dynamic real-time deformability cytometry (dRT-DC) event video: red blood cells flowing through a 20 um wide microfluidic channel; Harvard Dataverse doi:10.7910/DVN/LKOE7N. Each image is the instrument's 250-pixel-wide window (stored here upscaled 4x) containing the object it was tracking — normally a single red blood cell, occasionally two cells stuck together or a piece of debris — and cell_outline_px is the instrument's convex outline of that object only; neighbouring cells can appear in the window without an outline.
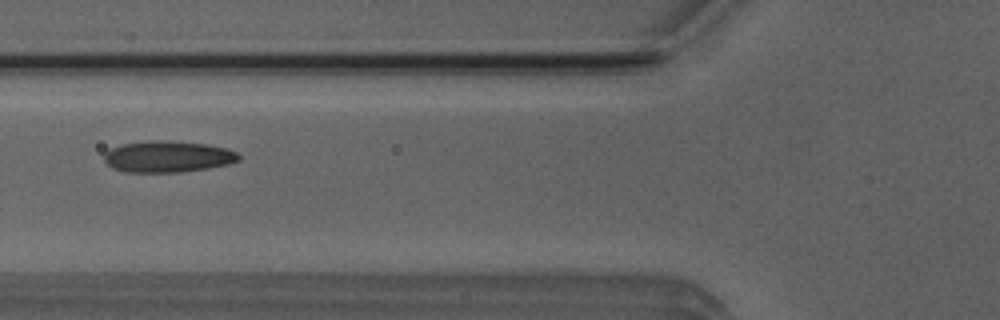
{"species": "Egyptian fruit bat (a non-hibernating species)", "species_latin": "Rousettus aegyptiacus", "temperature_condition": "room temperature", "stored_images_in_passage": 35, "camera_frame_rate_fps": 3000, "um_per_image_px": 0.085, "animal": {"sex": "male"}, "frame": {"image": 1, "passage_image": 6, "time_ms": 1.667, "image_size_px": [1000, 320], "cell_outline_px": [[240, 160], [228, 164], [208, 168], [180, 172], [124, 172], [112, 168], [104, 160], [104, 152], [108, 148], [124, 144], [148, 140], [160, 140], [208, 144], [228, 148], [236, 152], [240, 156]], "centroid_in_image_um": [14.24, 13.31], "position_along_channel_um": 111.6, "area_um2": 24.8}}
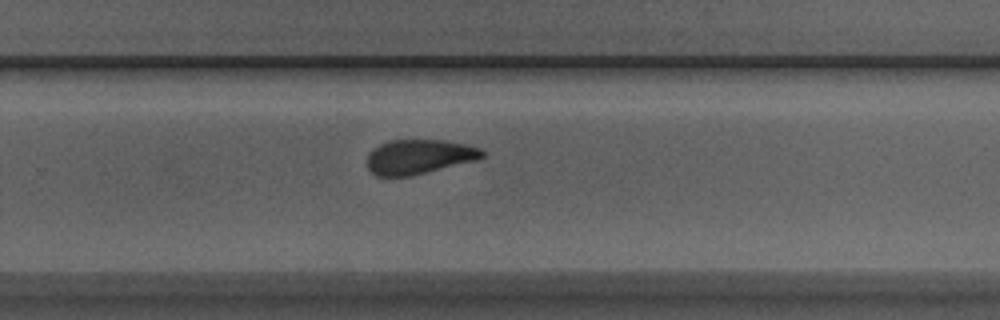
{"frame": {"image": 2, "passage_image": 20, "time_ms": 6.333, "image_size_px": [1000, 320], "cell_outline_px": [[484, 156], [476, 160], [408, 176], [376, 176], [368, 168], [368, 156], [380, 144], [388, 140], [444, 140], [464, 144], [480, 148], [484, 152]], "centroid_in_image_um": [35.62, 13.31], "position_along_channel_um": 294.2, "area_um2": 22.72}}
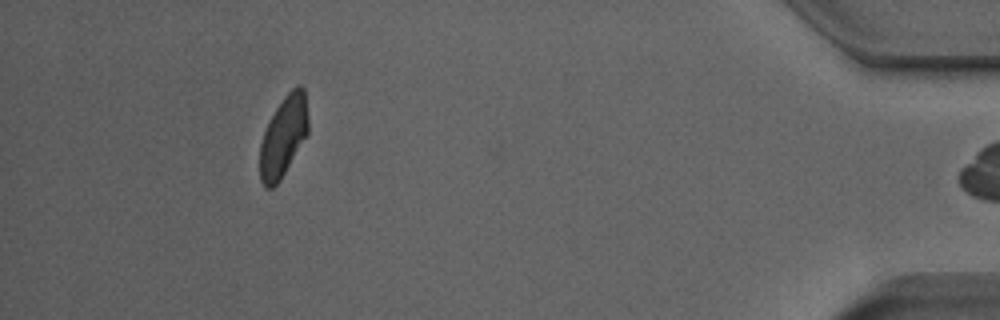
{"frame": {"image": 3, "passage_image": 34, "time_ms": 11.0, "image_size_px": [1000, 320], "cell_outline_px": [[308, 132], [280, 180], [272, 188], [264, 188], [260, 180], [260, 144], [264, 132], [276, 108], [284, 96], [296, 84], [300, 84], [304, 88], [308, 120]], "centroid_in_image_um": [24.08, 11.59], "position_along_channel_um": 411.1, "area_um2": 22.37}, "authors_computed_cell_mechanics": {"area_um2": 23.9292, "velocity_mm_per_s": 3.9308, "shape_relaxation_time_tau1_ms": 8.4608, "shape_relaxation_time_tau2_ms": 1.79, "deformation_change_tau1": 0.1983, "deformation_change_tau2": 0.0887}}